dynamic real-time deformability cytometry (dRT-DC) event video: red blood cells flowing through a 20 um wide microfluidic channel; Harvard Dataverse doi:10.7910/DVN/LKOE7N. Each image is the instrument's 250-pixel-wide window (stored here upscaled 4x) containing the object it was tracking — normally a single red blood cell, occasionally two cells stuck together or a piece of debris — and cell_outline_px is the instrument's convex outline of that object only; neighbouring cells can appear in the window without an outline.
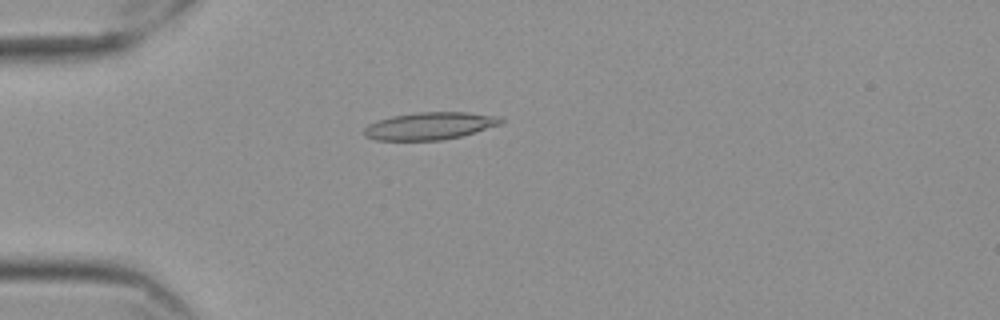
{"species": "Egyptian fruit bat (a non-hibernating species)", "species_latin": "Rousettus aegyptiacus", "temperature_condition": "cold", "stored_images_in_passage": 57, "camera_frame_rate_fps": 3000, "um_per_image_px": 0.085, "frame": {"image": 1, "passage_image": 16, "time_ms": 5.0, "image_size_px": [1000, 320], "cell_outline_px": [[504, 120], [500, 124], [460, 136], [444, 140], [376, 140], [364, 136], [364, 128], [368, 124], [376, 120], [392, 116], [416, 112], [468, 112], [500, 116]], "centroid_in_image_um": [36.5, 10.69], "position_along_channel_um": 48.5, "area_um2": 21.85}}
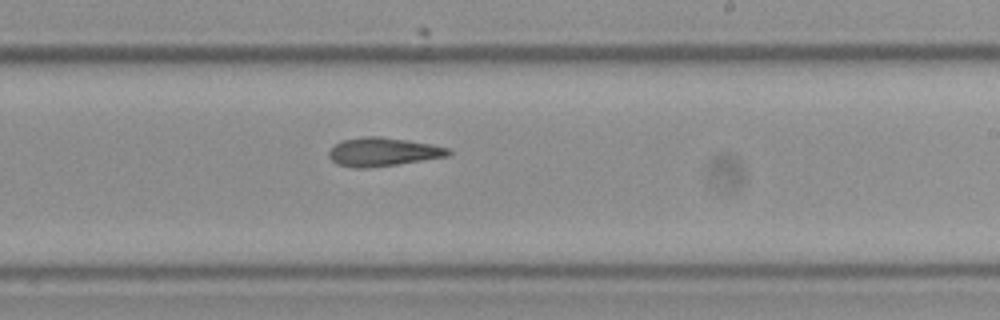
{"frame": {"image": 2, "passage_image": 35, "time_ms": 11.333, "image_size_px": [1000, 320], "cell_outline_px": [[452, 152], [448, 156], [396, 164], [368, 168], [352, 168], [336, 164], [328, 156], [328, 152], [336, 144], [344, 140], [364, 136], [380, 136], [408, 140], [432, 144], [448, 148]], "centroid_in_image_um": [32.54, 12.91], "position_along_channel_um": 256.5, "area_um2": 19.83}}
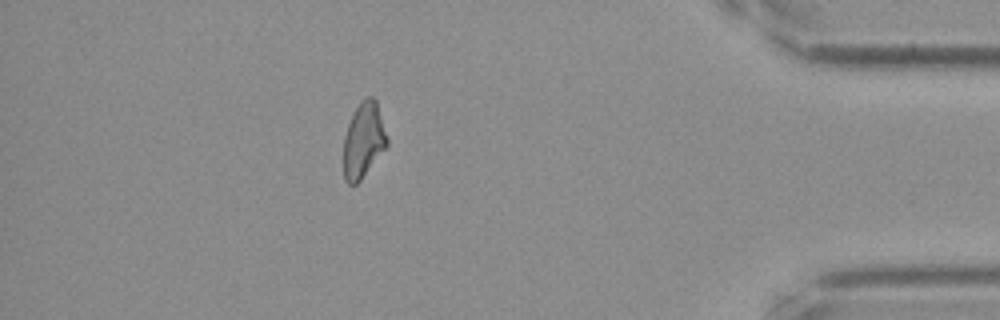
{"frame": {"image": 3, "passage_image": 51, "time_ms": 16.667, "image_size_px": [1000, 320], "cell_outline_px": [[388, 148], [360, 180], [356, 184], [348, 184], [344, 180], [344, 136], [348, 124], [360, 100], [364, 96], [372, 96], [376, 100], [388, 140]], "centroid_in_image_um": [30.91, 11.93], "position_along_channel_um": 404.3, "area_um2": 19.25}, "authors_computed_cell_mechanics": {"area_um2": 20.2878, "velocity_mm_per_s": 3.5446, "shape_relaxation_time_tau1_ms": 5.468, "shape_relaxation_time_tau2_ms": 5.9719, "deformation_change_tau1": 0.1505, "deformation_change_tau2": 0.1508}}